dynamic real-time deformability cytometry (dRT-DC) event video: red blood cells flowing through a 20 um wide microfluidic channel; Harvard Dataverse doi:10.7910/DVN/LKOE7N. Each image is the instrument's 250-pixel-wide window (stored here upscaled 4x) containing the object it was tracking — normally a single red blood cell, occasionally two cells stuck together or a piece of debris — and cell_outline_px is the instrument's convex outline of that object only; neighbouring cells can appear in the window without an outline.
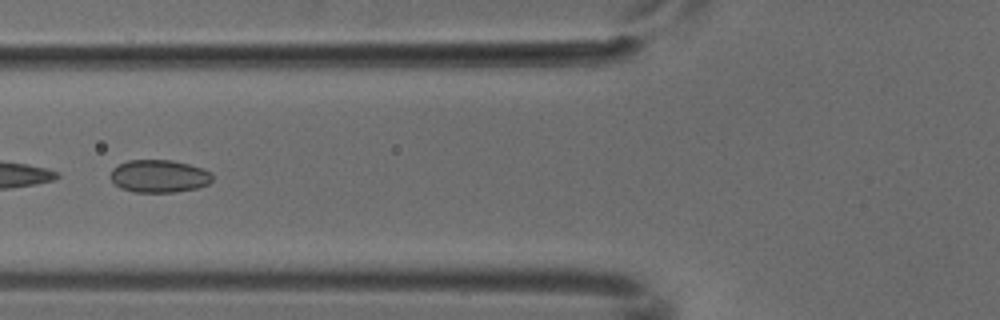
{"species": "common noctule bat (a hibernating species)", "species_latin": "Nyctalus noctula", "temperature_condition": "cold", "stored_images_in_passage": 7, "segment_of_instrument_passage": [2, 2], "camera_frame_rate_fps": 3000, "um_per_image_px": 0.085, "animal": {"sex": "male", "body_mass_g": 18.8}, "frame": {"image": 1, "passage_image": 6, "time_ms": 1.667, "image_size_px": [1000, 320], "cell_outline_px": [[212, 180], [208, 184], [196, 188], [176, 192], [136, 192], [120, 188], [108, 176], [112, 168], [116, 164], [128, 160], [172, 160], [204, 168], [212, 172]], "centroid_in_image_um": [13.5, 14.96], "position_along_channel_um": 112.3, "area_um2": 19.65}}
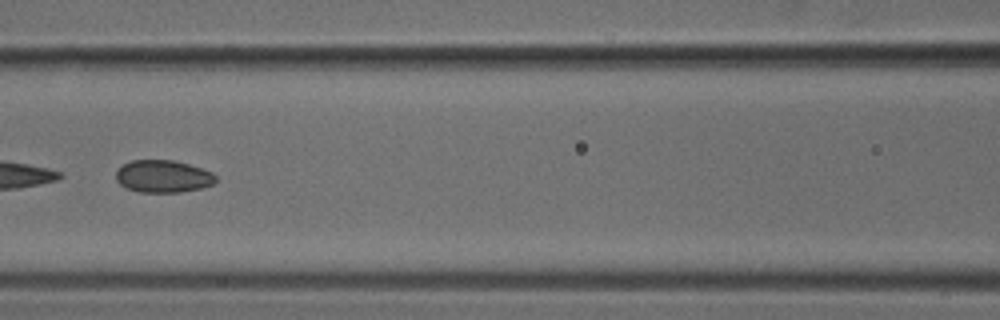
{"frame": {"image": 2, "passage_image": 7, "time_ms": 2.0, "image_size_px": [1000, 320], "cell_outline_px": [[216, 180], [212, 184], [204, 188], [180, 192], [140, 192], [128, 188], [120, 184], [116, 180], [116, 172], [124, 164], [132, 160], [172, 160], [188, 164], [212, 172], [216, 176]], "centroid_in_image_um": [13.88, 14.99], "position_along_channel_um": 152.7, "area_um2": 18.73}}